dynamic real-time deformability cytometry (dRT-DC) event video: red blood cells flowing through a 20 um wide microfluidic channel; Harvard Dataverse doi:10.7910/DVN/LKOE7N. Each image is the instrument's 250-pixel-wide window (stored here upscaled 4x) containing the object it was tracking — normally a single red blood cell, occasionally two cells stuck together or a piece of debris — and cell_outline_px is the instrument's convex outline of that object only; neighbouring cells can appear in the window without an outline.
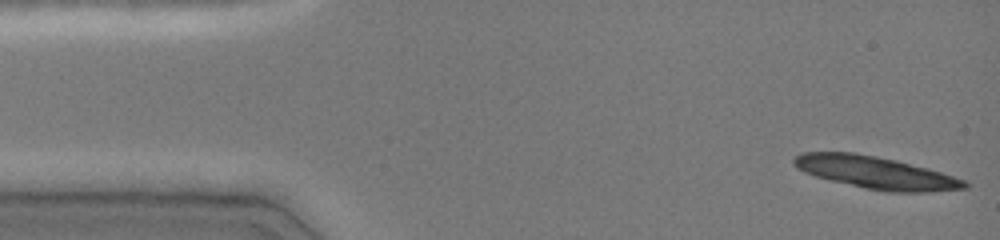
{"species": "common noctule bat (a hibernating species)", "species_latin": "Nyctalus noctula", "temperature_condition": "cold", "stored_images_in_passage": 45, "segment_of_instrument_passage": [1, 2], "camera_frame_rate_fps": 3000, "um_per_image_px": 0.085, "animal": {"sex": "female", "body_mass_g": 19.0, "forearm_length_mm": 51.5}, "frame": {"image": 1, "passage_image": 1, "time_ms": 0.0, "image_size_px": [1000, 240], "cell_outline_px": [[968, 188], [928, 192], [884, 192], [864, 188], [816, 176], [804, 172], [796, 168], [792, 164], [792, 160], [800, 152], [856, 152], [896, 160], [928, 168], [964, 180], [968, 184]], "centroid_in_image_um": [74.41, 14.66], "position_along_channel_um": 10.6, "area_um2": 32.19}}